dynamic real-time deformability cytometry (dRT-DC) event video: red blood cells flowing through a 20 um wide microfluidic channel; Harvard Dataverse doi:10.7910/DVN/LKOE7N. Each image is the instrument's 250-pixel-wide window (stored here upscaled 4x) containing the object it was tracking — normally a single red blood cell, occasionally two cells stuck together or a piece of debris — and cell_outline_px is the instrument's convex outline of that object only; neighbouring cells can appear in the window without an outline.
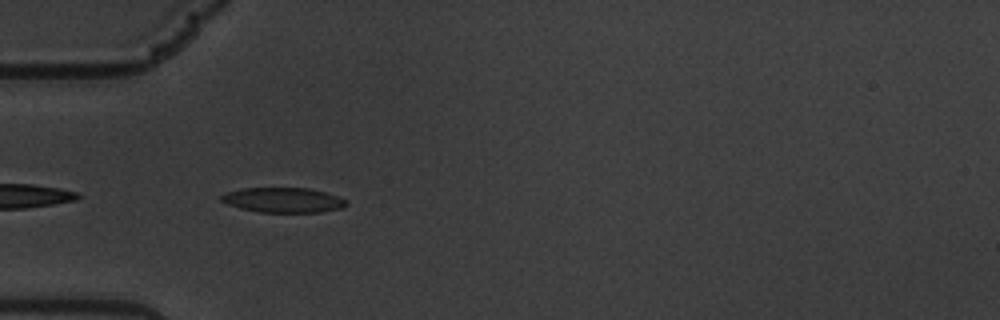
{"species": "common noctule bat (a hibernating species)", "species_latin": "Nyctalus noctula", "temperature_condition": "warm", "stored_images_in_passage": 7, "camera_frame_rate_fps": 3000, "um_per_image_px": 0.085, "animal": {"sex": "male", "body_mass_g": 19.5, "forearm_length_mm": 54.6}, "frame": {"image": 1, "passage_image": 3, "time_ms": 0.667, "image_size_px": [1000, 320], "cell_outline_px": [[348, 204], [340, 208], [320, 212], [260, 212], [240, 208], [228, 204], [220, 200], [220, 196], [228, 192], [244, 188], [308, 188], [324, 192], [348, 200]], "centroid_in_image_um": [24.08, 17.0], "position_along_channel_um": 60.9, "area_um2": 17.98}}